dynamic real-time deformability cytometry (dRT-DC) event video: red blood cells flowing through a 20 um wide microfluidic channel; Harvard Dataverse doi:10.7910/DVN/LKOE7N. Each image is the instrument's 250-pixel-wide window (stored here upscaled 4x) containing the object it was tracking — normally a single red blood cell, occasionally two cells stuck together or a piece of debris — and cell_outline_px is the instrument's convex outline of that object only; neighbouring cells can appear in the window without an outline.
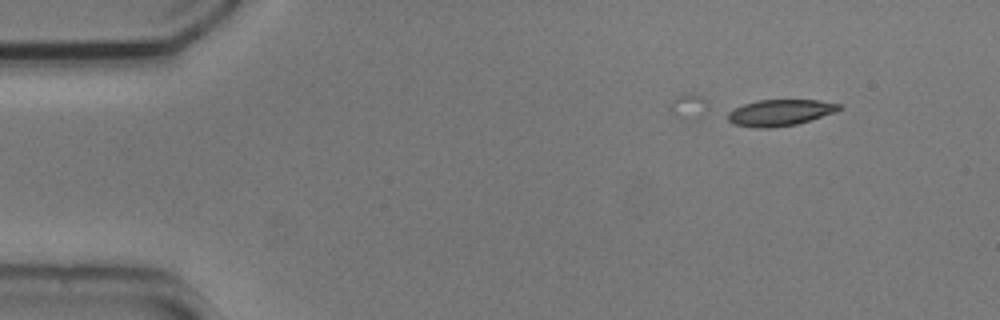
{"species": "common noctule bat (a hibernating species)", "species_latin": "Nyctalus noctula", "temperature_condition": "cold", "stored_images_in_passage": 7, "camera_frame_rate_fps": 3000, "um_per_image_px": 0.085, "animal": {"sex": "male", "body_mass_g": 20.5, "forearm_length_mm": 52.5}, "frame": {"image": 1, "passage_image": 1, "time_ms": 0.0, "image_size_px": [1000, 320], "cell_outline_px": [[844, 108], [836, 112], [796, 124], [768, 128], [756, 128], [732, 124], [728, 120], [728, 112], [744, 104], [760, 100], [820, 100], [840, 104]], "centroid_in_image_um": [66.33, 9.57], "position_along_channel_um": 18.7, "area_um2": 16.99}}